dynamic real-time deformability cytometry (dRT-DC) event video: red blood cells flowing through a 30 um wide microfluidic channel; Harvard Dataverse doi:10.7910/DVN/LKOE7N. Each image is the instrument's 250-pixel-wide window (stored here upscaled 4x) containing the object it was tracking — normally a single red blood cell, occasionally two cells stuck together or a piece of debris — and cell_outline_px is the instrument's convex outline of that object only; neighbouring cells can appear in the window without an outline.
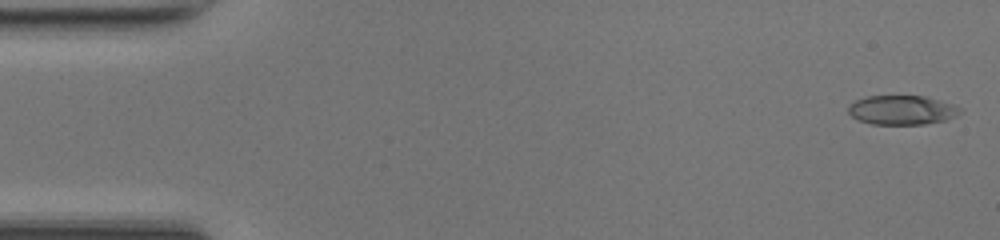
{"species": "common noctule bat (a hibernating species)", "species_latin": "Nyctalus noctula", "temperature_condition": "room temperature", "stored_images_in_passage": 48, "camera_frame_rate_fps": 3000, "um_per_image_px": 0.085, "animal": {"sex": "female", "body_mass_g": 17.0, "forearm_length_mm": 48.0}, "frame": {"image": 1, "passage_image": 1, "time_ms": 0.0, "image_size_px": [1000, 240], "cell_outline_px": [[960, 112], [956, 116], [944, 120], [924, 124], [872, 124], [856, 120], [848, 112], [848, 104], [856, 100], [868, 96], [924, 96], [952, 104], [960, 108]], "centroid_in_image_um": [76.61, 9.35], "position_along_channel_um": 8.4, "area_um2": 18.96}}
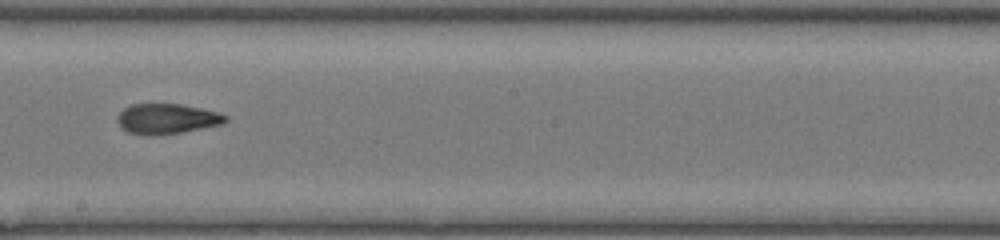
{"frame": {"image": 2, "passage_image": 27, "time_ms": 8.667, "image_size_px": [1000, 240], "cell_outline_px": [[228, 120], [220, 124], [160, 136], [152, 136], [128, 132], [120, 128], [116, 120], [116, 116], [124, 108], [132, 104], [180, 104], [220, 112], [228, 116]], "centroid_in_image_um": [14.14, 10.1], "position_along_channel_um": 234.1, "area_um2": 19.13}}
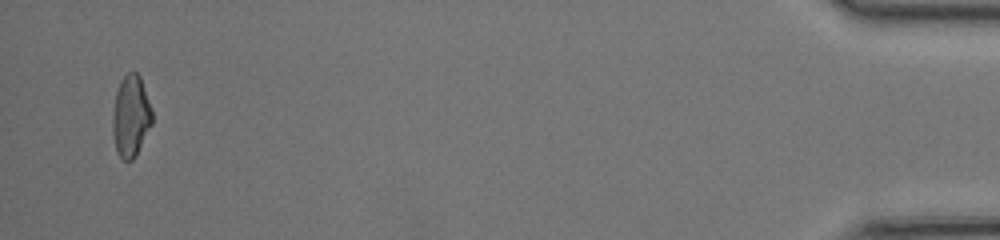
{"frame": {"image": 3, "passage_image": 47, "time_ms": 15.333, "image_size_px": [1000, 240], "cell_outline_px": [[152, 124], [136, 156], [132, 160], [124, 160], [116, 152], [112, 132], [112, 116], [116, 92], [120, 80], [128, 72], [136, 72], [140, 76], [152, 108]], "centroid_in_image_um": [11.12, 9.88], "position_along_channel_um": 424.1, "area_um2": 18.96}, "authors_computed_cell_mechanics": {"area_um2": 19.1607, "velocity_mm_per_s": 4.2468, "shape_relaxation_time_tau1_ms": null, "shape_relaxation_time_tau2_ms": 2.404, "deformation_change_tau1": null, "deformation_change_tau2": 0.0945}}